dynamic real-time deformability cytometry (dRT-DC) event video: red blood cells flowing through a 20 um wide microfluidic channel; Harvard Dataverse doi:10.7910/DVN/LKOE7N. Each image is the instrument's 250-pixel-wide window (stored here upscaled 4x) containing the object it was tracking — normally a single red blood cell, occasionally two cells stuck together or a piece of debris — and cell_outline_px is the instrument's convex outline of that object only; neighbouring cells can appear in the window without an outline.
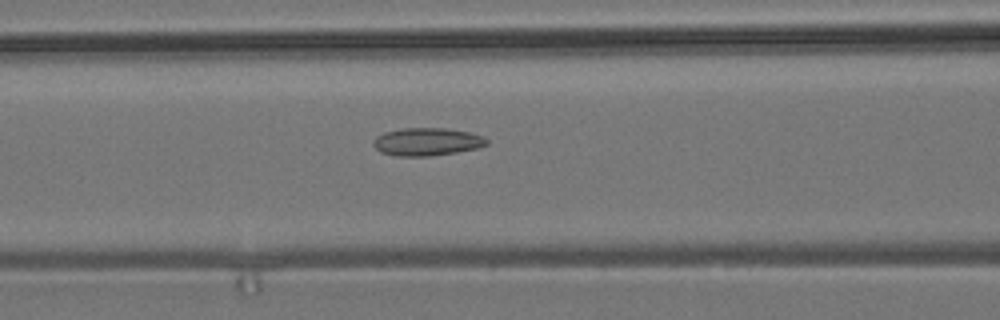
{"species": "common noctule bat (a hibernating species)", "species_latin": "Nyctalus noctula", "temperature_condition": "room temperature", "stored_images_in_passage": 36, "camera_frame_rate_fps": 3000, "um_per_image_px": 0.085, "animal": {"sex": "male", "body_mass_g": 19.2, "forearm_length_mm": 51.8}, "frame": {"image": 1, "passage_image": 7, "time_ms": 2.0, "image_size_px": [1000, 320], "cell_outline_px": [[488, 144], [476, 148], [456, 152], [428, 156], [396, 156], [380, 152], [372, 144], [372, 140], [376, 136], [384, 132], [400, 128], [444, 128], [468, 132], [484, 136], [488, 140]], "centroid_in_image_um": [36.25, 12.04], "position_along_channel_um": 130.3, "area_um2": 18.44}}
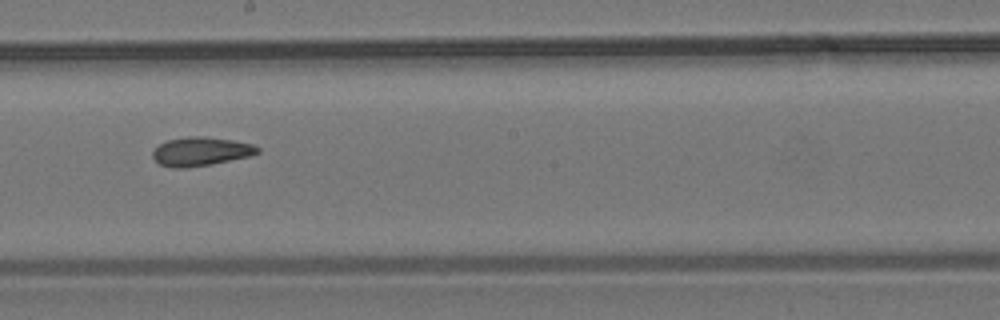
{"frame": {"image": 2, "passage_image": 15, "time_ms": 4.667, "image_size_px": [1000, 320], "cell_outline_px": [[260, 152], [252, 156], [208, 164], [184, 168], [172, 168], [160, 164], [152, 156], [152, 152], [160, 144], [168, 140], [188, 136], [204, 136], [232, 140], [252, 144], [260, 148]], "centroid_in_image_um": [17.08, 12.87], "position_along_channel_um": 231.1, "area_um2": 17.46}}
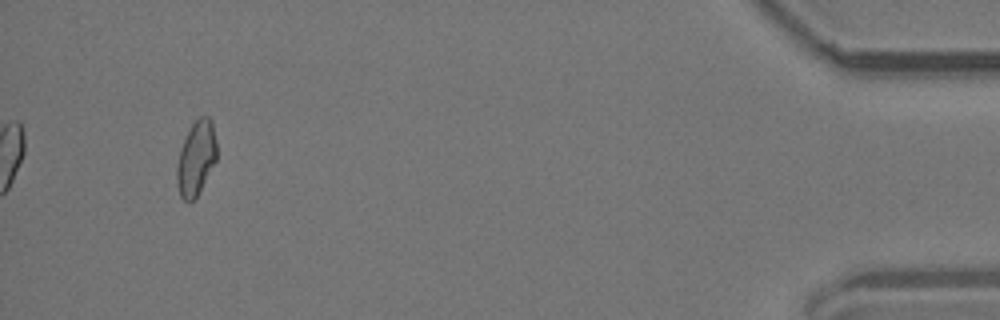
{"frame": {"image": 3, "passage_image": 36, "time_ms": 11.667, "image_size_px": [1000, 320], "cell_outline_px": [[216, 160], [196, 196], [192, 200], [184, 200], [180, 196], [176, 184], [176, 168], [180, 148], [192, 124], [200, 116], [208, 116], [212, 120], [216, 140]], "centroid_in_image_um": [16.66, 13.42], "position_along_channel_um": 418.5, "area_um2": 17.05}, "authors_computed_cell_mechanics": {"area_um2": 17.2244, "velocity_mm_per_s": 3.7766, "shape_relaxation_time_tau1_ms": null, "shape_relaxation_time_tau2_ms": 2.6696, "deformation_change_tau1": null, "deformation_change_tau2": 0.0894}}